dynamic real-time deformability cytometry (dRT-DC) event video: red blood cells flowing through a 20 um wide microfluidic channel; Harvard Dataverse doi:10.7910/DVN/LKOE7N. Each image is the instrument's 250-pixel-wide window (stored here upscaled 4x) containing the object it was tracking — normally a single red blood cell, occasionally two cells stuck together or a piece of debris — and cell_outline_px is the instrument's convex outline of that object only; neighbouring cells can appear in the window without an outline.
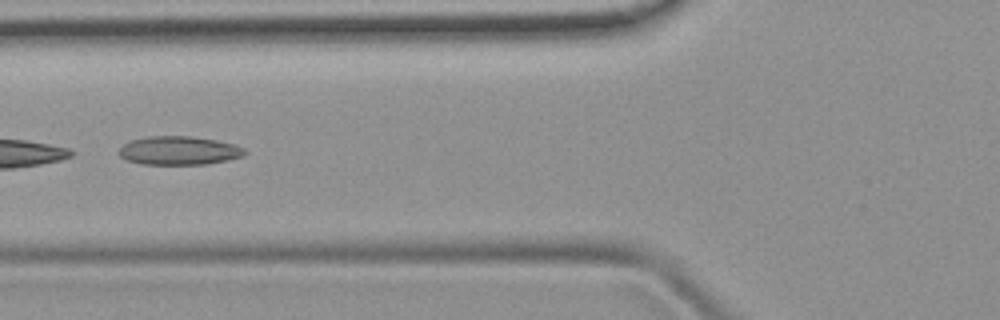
{"species": "common noctule bat (a hibernating species)", "species_latin": "Nyctalus noctula", "temperature_condition": "room temperature", "stored_images_in_passage": 7, "camera_frame_rate_fps": 3000, "um_per_image_px": 0.085, "animal": {"sex": "female", "body_mass_g": 19.9}, "frame": {"image": 1, "passage_image": 6, "time_ms": 6.667, "image_size_px": [1000, 320], "cell_outline_px": [[248, 152], [244, 156], [228, 160], [208, 164], [140, 164], [128, 160], [120, 156], [116, 152], [124, 144], [132, 140], [148, 136], [192, 136], [216, 140], [236, 144], [244, 148]], "centroid_in_image_um": [15.25, 12.8], "position_along_channel_um": 110.6, "area_um2": 21.15}}
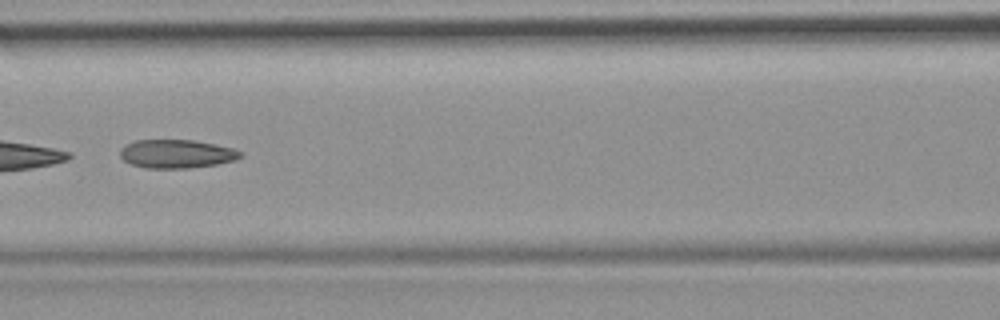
{"frame": {"image": 2, "passage_image": 7, "time_ms": 7.667, "image_size_px": [1000, 320], "cell_outline_px": [[244, 156], [236, 160], [216, 164], [188, 168], [144, 168], [132, 164], [124, 160], [120, 156], [120, 148], [124, 144], [136, 140], [192, 140], [216, 144], [232, 148], [244, 152]], "centroid_in_image_um": [15.02, 13.07], "position_along_channel_um": 151.6, "area_um2": 20.17}}